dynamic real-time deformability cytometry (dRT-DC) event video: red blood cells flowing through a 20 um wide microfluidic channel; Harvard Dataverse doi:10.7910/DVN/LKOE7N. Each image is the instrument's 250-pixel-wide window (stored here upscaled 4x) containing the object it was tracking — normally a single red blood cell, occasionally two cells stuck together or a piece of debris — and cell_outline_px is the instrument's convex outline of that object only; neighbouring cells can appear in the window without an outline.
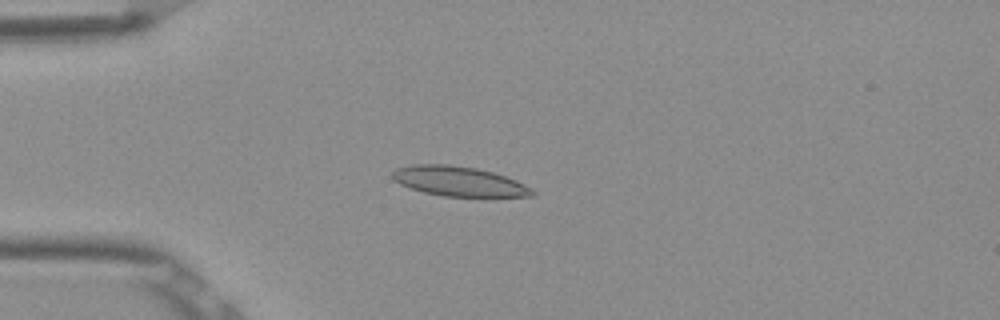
{"species": "Egyptian fruit bat (a non-hibernating species)", "species_latin": "Rousettus aegyptiacus", "temperature_condition": "room temperature", "stored_images_in_passage": 53, "camera_frame_rate_fps": 3000, "um_per_image_px": 0.085, "frame": {"image": 1, "passage_image": 14, "time_ms": 4.333, "image_size_px": [1000, 320], "cell_outline_px": [[536, 192], [532, 196], [444, 196], [424, 192], [400, 184], [392, 180], [392, 172], [396, 168], [412, 164], [448, 164], [476, 168], [492, 172], [516, 180], [532, 188]], "centroid_in_image_um": [38.97, 15.4], "position_along_channel_um": 46.0, "area_um2": 24.1}}
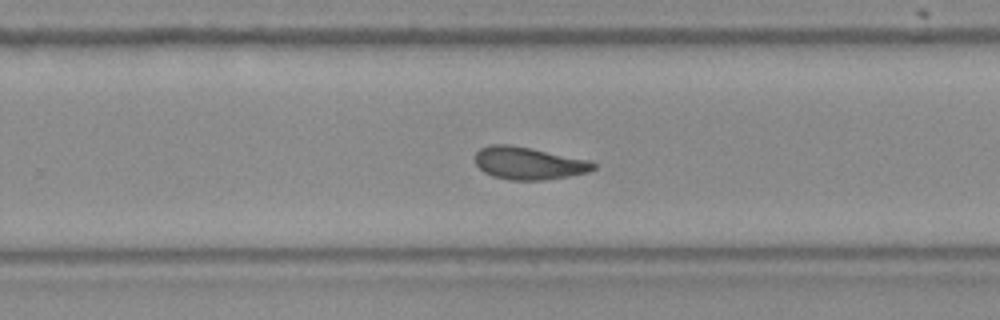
{"frame": {"image": 2, "passage_image": 34, "time_ms": 11.0, "image_size_px": [1000, 320], "cell_outline_px": [[596, 168], [588, 172], [568, 176], [544, 180], [508, 180], [492, 176], [484, 172], [476, 164], [476, 152], [480, 148], [488, 144], [508, 144], [592, 160], [596, 164]], "centroid_in_image_um": [44.94, 13.87], "position_along_channel_um": 284.9, "area_um2": 22.48}}
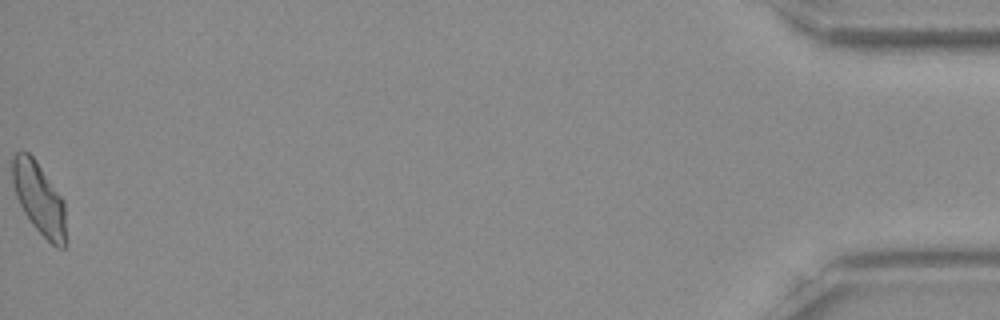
{"frame": {"image": 3, "passage_image": 53, "time_ms": 17.333, "image_size_px": [1000, 320], "cell_outline_px": [[64, 248], [56, 248], [32, 224], [24, 212], [16, 196], [12, 180], [12, 156], [20, 148], [28, 152], [36, 160], [64, 200]], "centroid_in_image_um": [3.29, 16.8], "position_along_channel_um": 431.9, "area_um2": 22.2}, "authors_computed_cell_mechanics": {"area_um2": 22.7732, "velocity_mm_per_s": 3.8704, "shape_relaxation_time_tau1_ms": null, "shape_relaxation_time_tau2_ms": 2.7728, "deformation_change_tau1": null, "deformation_change_tau2": 0.0988}}